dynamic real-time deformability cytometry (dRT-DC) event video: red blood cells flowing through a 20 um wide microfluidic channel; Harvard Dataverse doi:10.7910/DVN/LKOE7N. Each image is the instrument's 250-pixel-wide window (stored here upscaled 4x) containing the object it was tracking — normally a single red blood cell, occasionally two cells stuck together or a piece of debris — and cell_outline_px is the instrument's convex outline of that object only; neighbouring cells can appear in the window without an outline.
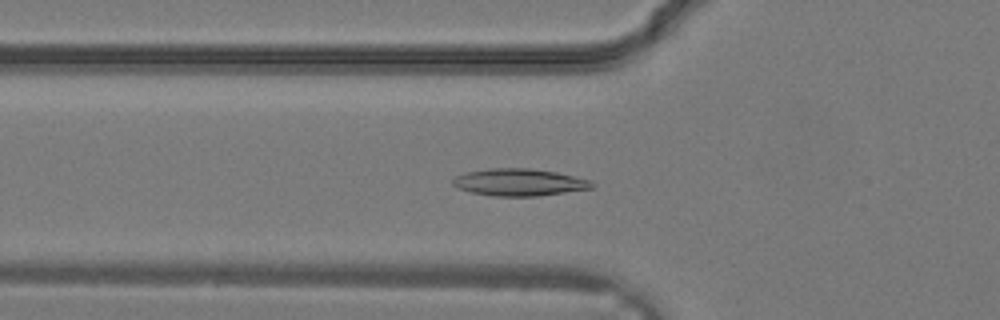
{"species": "common noctule bat (a hibernating species)", "species_latin": "Nyctalus noctula", "temperature_condition": "warm", "stored_images_in_passage": 32, "camera_frame_rate_fps": 3000, "um_per_image_px": 0.085, "animal": {"sex": "male", "body_mass_g": 19.2, "forearm_length_mm": 51.8}, "frame": {"image": 1, "passage_image": 12, "time_ms": 3.667, "image_size_px": [1000, 320], "cell_outline_px": [[596, 184], [592, 188], [536, 196], [492, 196], [472, 192], [460, 188], [452, 184], [452, 180], [456, 176], [464, 172], [488, 168], [532, 168], [556, 172], [592, 180]], "centroid_in_image_um": [44.14, 15.48], "position_along_channel_um": 81.7, "area_um2": 22.02}}
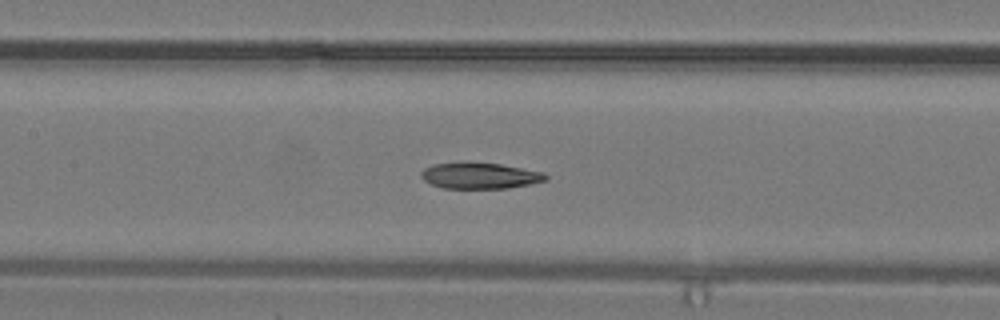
{"frame": {"image": 2, "passage_image": 16, "time_ms": 5.0, "image_size_px": [1000, 320], "cell_outline_px": [[548, 180], [508, 188], [440, 188], [424, 180], [420, 176], [420, 172], [424, 168], [432, 164], [500, 164], [544, 172], [548, 176]], "centroid_in_image_um": [40.8, 14.96], "position_along_channel_um": 166.6, "area_um2": 18.44}}
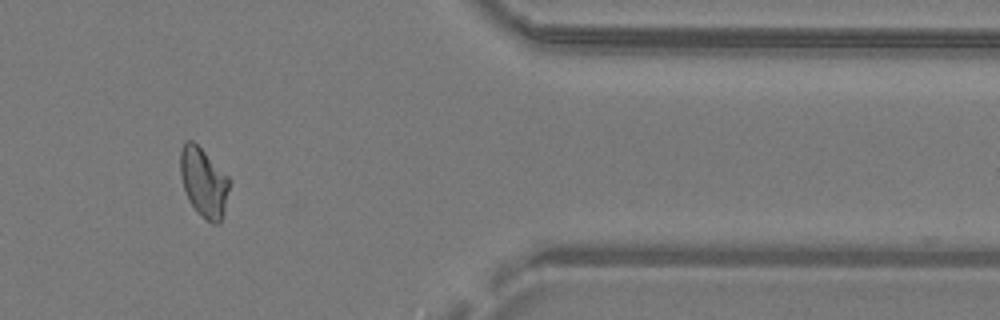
{"frame": {"image": 3, "passage_image": 28, "time_ms": 9.0, "image_size_px": [1000, 320], "cell_outline_px": [[232, 180], [224, 216], [216, 224], [212, 224], [196, 212], [184, 188], [180, 176], [180, 152], [184, 144], [188, 140], [192, 140]], "centroid_in_image_um": [17.35, 15.54], "position_along_channel_um": 394.0, "area_um2": 19.77}}